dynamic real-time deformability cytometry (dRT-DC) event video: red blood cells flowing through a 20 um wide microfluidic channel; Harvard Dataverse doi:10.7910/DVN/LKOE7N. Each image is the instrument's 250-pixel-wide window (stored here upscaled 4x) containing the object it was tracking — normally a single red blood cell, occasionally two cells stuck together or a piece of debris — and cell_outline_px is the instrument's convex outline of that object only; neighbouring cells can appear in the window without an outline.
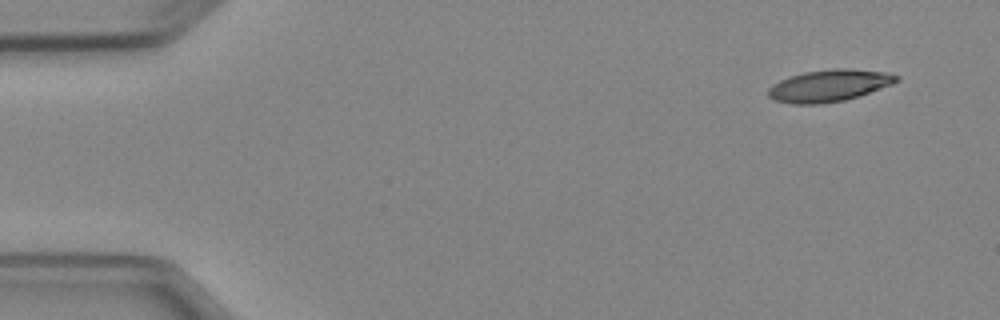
{"species": "Egyptian fruit bat (a non-hibernating species)", "species_latin": "Rousettus aegyptiacus", "temperature_condition": "cold", "stored_images_in_passage": 5, "camera_frame_rate_fps": 3000, "um_per_image_px": 0.085, "animal": {"sex": "female"}, "frame": {"image": 1, "passage_image": 1, "time_ms": 0.0, "image_size_px": [1000, 320], "cell_outline_px": [[900, 80], [892, 84], [860, 96], [844, 100], [820, 104], [792, 104], [776, 100], [768, 96], [768, 88], [772, 84], [788, 76], [804, 72], [832, 68], [848, 68], [888, 72], [900, 76]], "centroid_in_image_um": [70.49, 7.27], "position_along_channel_um": 14.5, "area_um2": 24.1}}
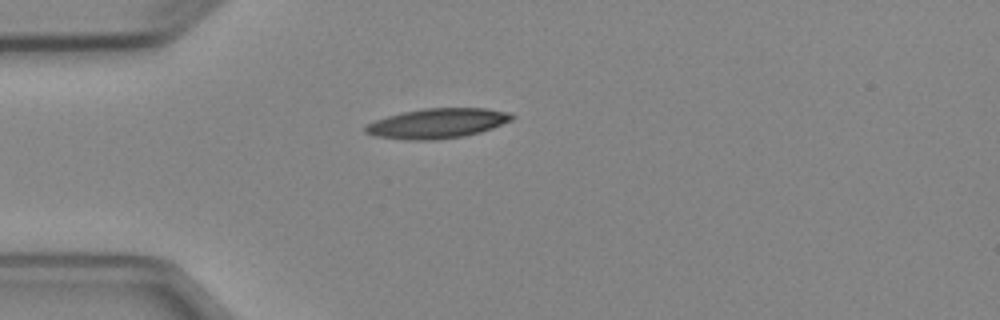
{"frame": {"image": 2, "passage_image": 4, "time_ms": 3.333, "image_size_px": [1000, 320], "cell_outline_px": [[516, 116], [512, 120], [492, 128], [480, 132], [464, 136], [432, 140], [408, 140], [376, 136], [364, 132], [364, 128], [368, 124], [376, 120], [388, 116], [404, 112], [424, 108], [488, 108], [512, 112]], "centroid_in_image_um": [37.23, 10.48], "position_along_channel_um": 47.8, "area_um2": 25.49}}